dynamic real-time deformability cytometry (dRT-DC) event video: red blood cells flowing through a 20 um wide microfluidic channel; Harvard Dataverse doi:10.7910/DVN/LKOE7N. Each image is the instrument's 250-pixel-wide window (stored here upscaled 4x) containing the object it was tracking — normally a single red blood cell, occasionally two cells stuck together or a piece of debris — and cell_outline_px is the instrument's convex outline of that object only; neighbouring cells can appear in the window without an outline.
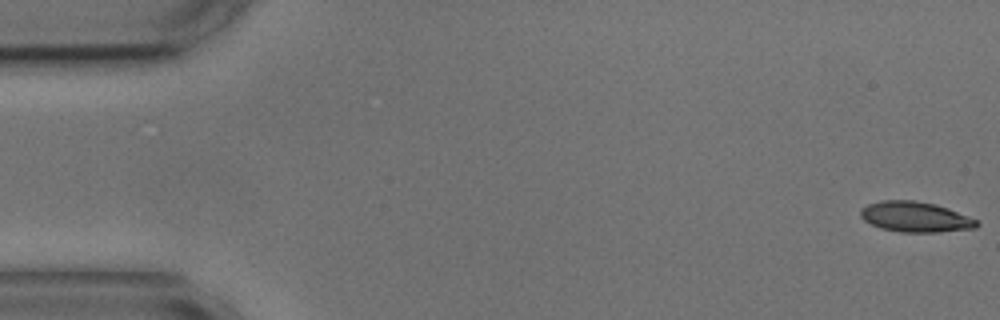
{"species": "common noctule bat (a hibernating species)", "species_latin": "Nyctalus noctula", "temperature_condition": "cold", "stored_images_in_passage": 3, "camera_frame_rate_fps": 3000, "um_per_image_px": 0.085, "animal": {"sex": "male", "body_mass_g": 17.9, "forearm_length_mm": 54.2}, "frame": {"image": 1, "passage_image": 1, "time_ms": 0.0, "image_size_px": [1000, 320], "cell_outline_px": [[980, 224], [976, 228], [940, 232], [900, 232], [880, 228], [864, 220], [860, 216], [860, 208], [868, 204], [880, 200], [912, 200], [936, 204], [948, 208], [976, 220]], "centroid_in_image_um": [77.78, 18.43], "position_along_channel_um": 7.2, "area_um2": 20.58}}
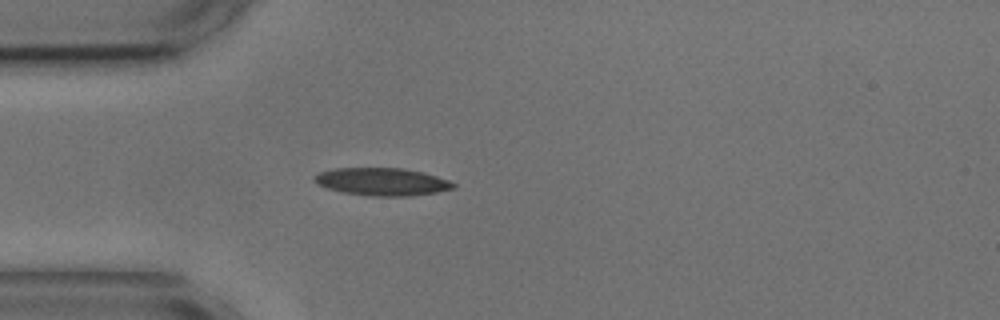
{"frame": {"image": 2, "passage_image": 3, "time_ms": 4.667, "image_size_px": [1000, 320], "cell_outline_px": [[456, 188], [436, 192], [408, 196], [372, 196], [344, 192], [328, 188], [312, 180], [312, 176], [320, 172], [336, 168], [404, 168], [424, 172], [448, 180], [456, 184]], "centroid_in_image_um": [32.49, 15.44], "position_along_channel_um": 52.5, "area_um2": 22.31}}